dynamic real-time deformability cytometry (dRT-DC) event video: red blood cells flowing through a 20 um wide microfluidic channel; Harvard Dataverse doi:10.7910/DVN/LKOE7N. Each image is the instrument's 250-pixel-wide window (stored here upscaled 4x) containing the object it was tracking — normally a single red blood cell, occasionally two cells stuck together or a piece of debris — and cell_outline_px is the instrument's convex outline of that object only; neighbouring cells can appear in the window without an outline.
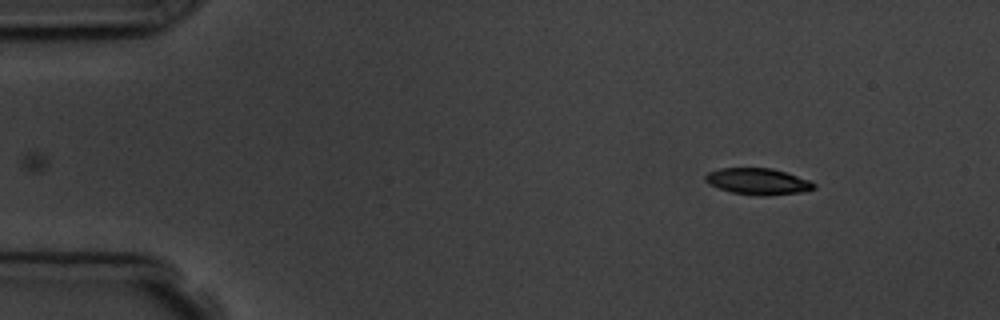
{"species": "common noctule bat (a hibernating species)", "species_latin": "Nyctalus noctula", "temperature_condition": "room temperature", "stored_images_in_passage": 8, "camera_frame_rate_fps": 3000, "um_per_image_px": 0.085, "animal": {"sex": "male", "body_mass_g": 19.5, "forearm_length_mm": 54.6}, "frame": {"image": 1, "passage_image": 1, "time_ms": 0.0, "image_size_px": [1000, 320], "cell_outline_px": [[816, 188], [800, 192], [764, 196], [760, 196], [732, 192], [708, 184], [704, 180], [704, 176], [708, 172], [720, 168], [772, 168], [808, 180], [816, 184]], "centroid_in_image_um": [64.39, 15.42], "position_along_channel_um": 20.6, "area_um2": 16.53}}
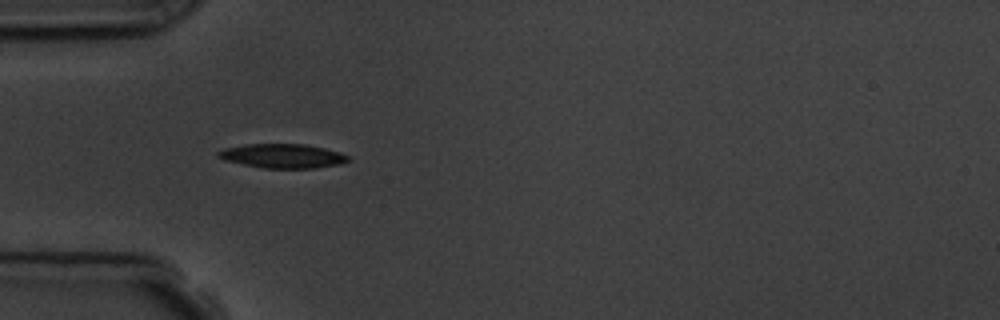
{"frame": {"image": 2, "passage_image": 4, "time_ms": 3.333, "image_size_px": [1000, 320], "cell_outline_px": [[348, 160], [340, 164], [316, 168], [264, 168], [224, 160], [216, 156], [216, 152], [224, 148], [244, 144], [304, 144], [324, 148], [340, 152], [348, 156]], "centroid_in_image_um": [23.99, 13.25], "position_along_channel_um": 61.0, "area_um2": 18.26}}
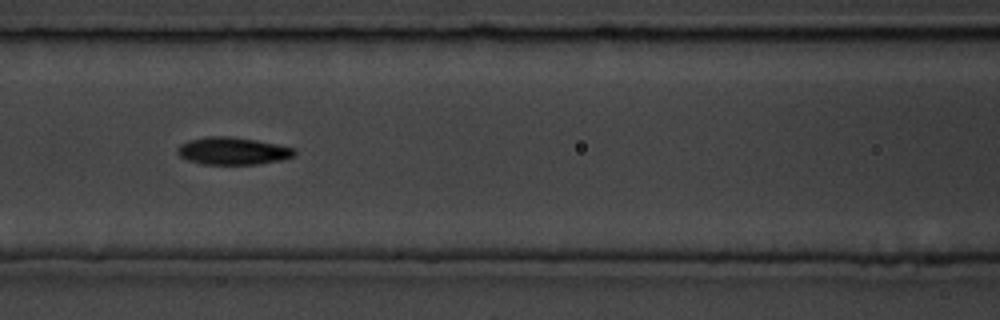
{"frame": {"image": 3, "passage_image": 6, "time_ms": 5.667, "image_size_px": [1000, 320], "cell_outline_px": [[296, 156], [280, 160], [256, 164], [204, 164], [188, 160], [180, 156], [176, 152], [176, 148], [180, 144], [188, 140], [208, 136], [232, 136], [256, 140], [296, 148]], "centroid_in_image_um": [19.78, 12.82], "position_along_channel_um": 146.8, "area_um2": 18.79}}